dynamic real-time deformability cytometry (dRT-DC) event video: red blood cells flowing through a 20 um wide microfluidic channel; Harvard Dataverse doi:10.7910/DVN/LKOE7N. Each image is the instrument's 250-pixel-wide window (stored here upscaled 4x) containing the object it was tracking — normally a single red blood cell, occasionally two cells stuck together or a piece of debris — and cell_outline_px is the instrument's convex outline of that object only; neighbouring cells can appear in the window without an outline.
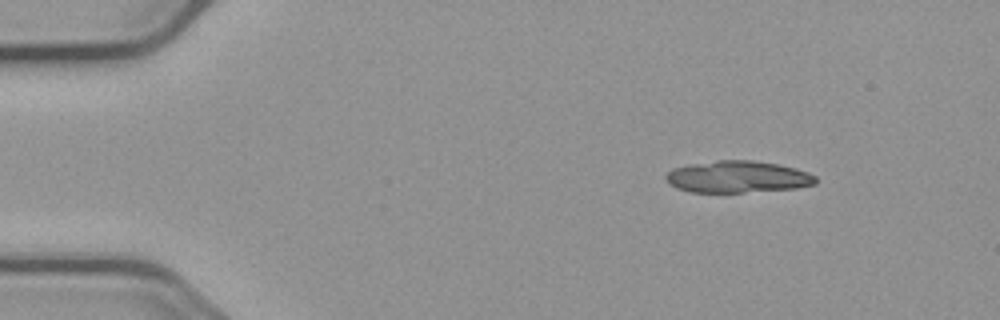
{"species": "common noctule bat (a hibernating species)", "species_latin": "Nyctalus noctula", "temperature_condition": "cold", "stored_images_in_passage": 18, "camera_frame_rate_fps": 3000, "um_per_image_px": 0.085, "animal": {"sex": "male", "body_mass_g": 23.1, "forearm_length_mm": 52.7}, "frame": {"image": 1, "passage_image": 1, "time_ms": 0.0, "image_size_px": [1000, 320], "cell_outline_px": [[816, 184], [796, 188], [744, 192], [692, 192], [676, 188], [664, 176], [672, 168], [692, 164], [716, 160], [752, 160], [776, 164], [796, 168], [808, 172], [816, 176]], "centroid_in_image_um": [62.72, 15.03], "position_along_channel_um": 22.3, "area_um2": 27.63}}
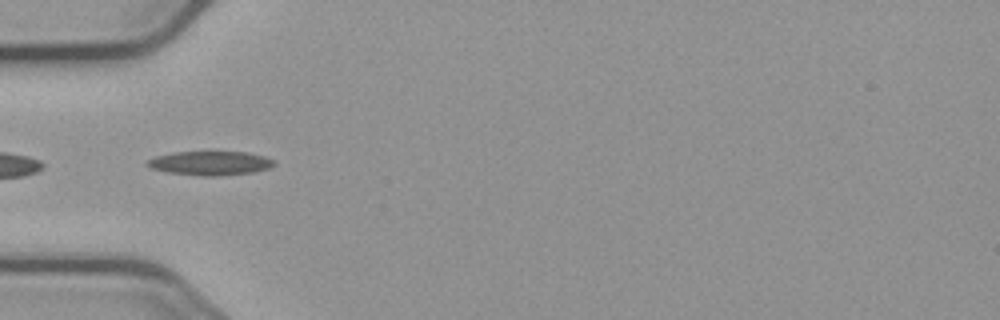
{"frame": {"image": 2, "passage_image": 12, "time_ms": 3.667, "image_size_px": [1000, 320], "cell_outline_px": [[276, 164], [268, 168], [252, 172], [220, 176], [200, 176], [168, 172], [148, 168], [144, 164], [148, 160], [156, 156], [172, 152], [248, 152], [264, 156], [276, 160]], "centroid_in_image_um": [17.85, 13.87], "position_along_channel_um": 67.1, "area_um2": 17.92}}
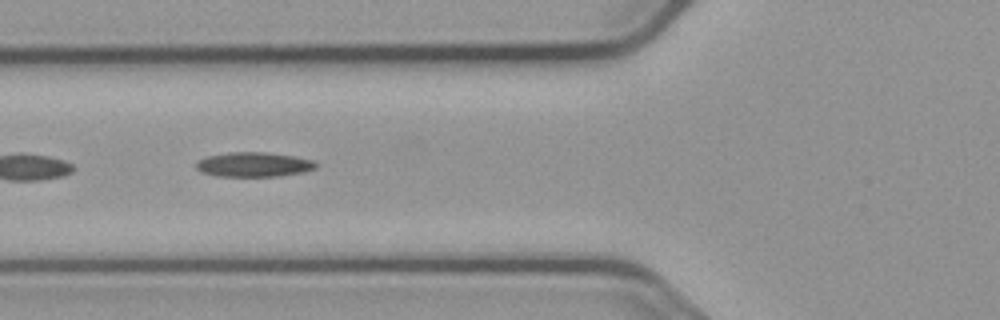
{"frame": {"image": 3, "passage_image": 15, "time_ms": 4.667, "image_size_px": [1000, 320], "cell_outline_px": [[316, 168], [304, 172], [276, 176], [216, 176], [200, 172], [196, 168], [196, 160], [208, 156], [228, 152], [268, 152], [292, 156], [312, 160], [316, 164]], "centroid_in_image_um": [21.52, 13.98], "position_along_channel_um": 104.3, "area_um2": 17.17}}